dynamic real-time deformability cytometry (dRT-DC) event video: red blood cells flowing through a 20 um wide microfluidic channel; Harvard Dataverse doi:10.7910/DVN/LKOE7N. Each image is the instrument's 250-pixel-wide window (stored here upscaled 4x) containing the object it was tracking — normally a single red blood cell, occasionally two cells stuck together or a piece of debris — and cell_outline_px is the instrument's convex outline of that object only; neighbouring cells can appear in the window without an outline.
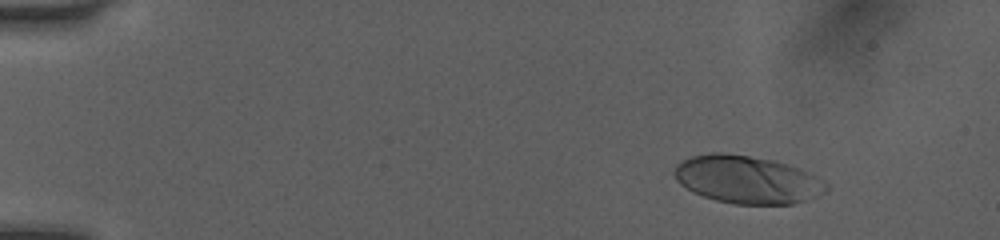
{"species": "human", "species_latin": "Homo sapiens", "temperature_condition": "room temperature", "stored_images_in_passage": 52, "camera_frame_rate_fps": 3000, "um_per_image_px": 0.085, "donor": {"sex": "female"}, "frame": {"image": 1, "passage_image": 7, "time_ms": 2.0, "image_size_px": [1000, 240], "cell_outline_px": [[828, 188], [824, 192], [804, 200], [792, 204], [736, 204], [716, 200], [692, 192], [680, 184], [676, 180], [672, 172], [676, 164], [680, 160], [692, 156], [712, 152], [724, 152], [776, 160], [800, 168], [824, 180], [828, 184]], "centroid_in_image_um": [63.47, 15.24], "position_along_channel_um": 21.5, "area_um2": 42.54}}
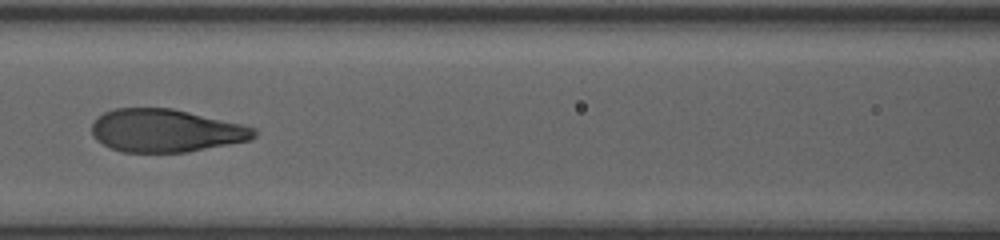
{"frame": {"image": 2, "passage_image": 25, "time_ms": 8.0, "image_size_px": [1000, 240], "cell_outline_px": [[256, 136], [252, 140], [188, 152], [124, 152], [112, 148], [96, 140], [92, 136], [92, 124], [104, 112], [112, 108], [172, 108], [240, 124], [256, 128]], "centroid_in_image_um": [14.09, 11.11], "position_along_channel_um": 152.5, "area_um2": 40.46}}
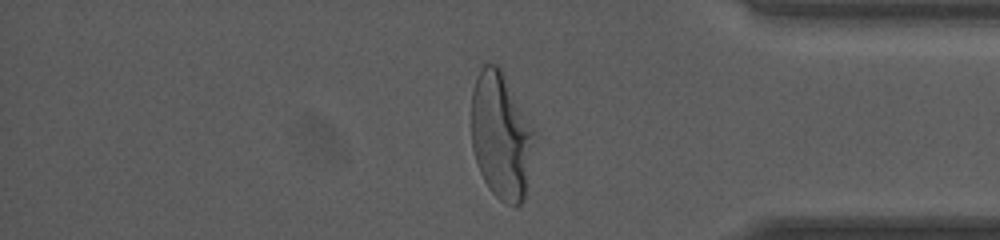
{"frame": {"image": 3, "passage_image": 44, "time_ms": 14.333, "image_size_px": [1000, 240], "cell_outline_px": [[536, 132], [524, 200], [516, 208], [500, 200], [488, 188], [480, 172], [472, 148], [472, 88], [484, 64], [496, 64], [500, 68]], "centroid_in_image_um": [42.6, 11.58], "position_along_channel_um": 392.6, "area_um2": 46.18}, "authors_computed_cell_mechanics": {"area_um2": 42.6853, "velocity_mm_per_s": 4.0479, "shape_relaxation_time_tau1_ms": 3.6986, "shape_relaxation_time_tau2_ms": null, "deformation_change_tau1": 0.2133, "deformation_change_tau2": null}}